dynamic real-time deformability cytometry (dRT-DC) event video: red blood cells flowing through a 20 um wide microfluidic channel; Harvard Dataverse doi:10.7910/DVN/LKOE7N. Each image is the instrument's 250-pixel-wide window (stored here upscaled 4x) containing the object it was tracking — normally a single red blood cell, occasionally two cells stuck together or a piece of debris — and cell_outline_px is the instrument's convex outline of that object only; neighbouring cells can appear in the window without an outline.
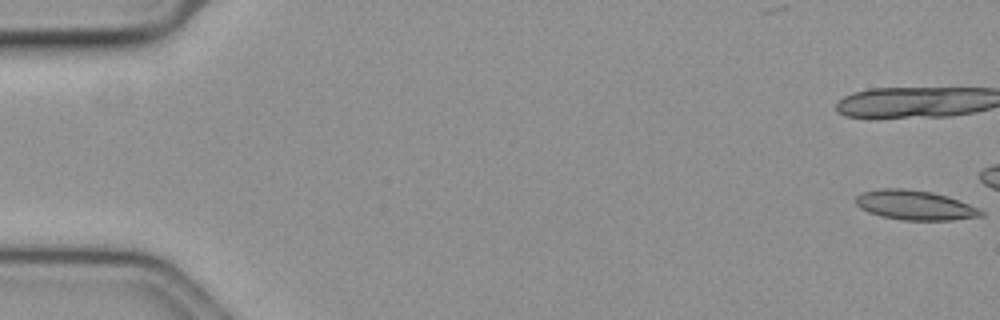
{"species": "common noctule bat (a hibernating species)", "species_latin": "Nyctalus noctula", "temperature_condition": "cold", "stored_images_in_passage": 10, "camera_frame_rate_fps": 3000, "um_per_image_px": 0.085, "animal": {"sex": "female", "body_mass_g": 19.3, "forearm_length_mm": 54.1}, "frame": {"image": 1, "passage_image": 1, "time_ms": 0.0, "image_size_px": [1000, 320], "cell_outline_px": [[984, 216], [952, 220], [904, 220], [880, 216], [868, 212], [860, 208], [856, 204], [856, 196], [860, 192], [884, 188], [900, 188], [932, 192], [948, 196], [968, 204], [984, 212]], "centroid_in_image_um": [77.74, 17.44], "position_along_channel_um": 7.3, "area_um2": 21.56}}